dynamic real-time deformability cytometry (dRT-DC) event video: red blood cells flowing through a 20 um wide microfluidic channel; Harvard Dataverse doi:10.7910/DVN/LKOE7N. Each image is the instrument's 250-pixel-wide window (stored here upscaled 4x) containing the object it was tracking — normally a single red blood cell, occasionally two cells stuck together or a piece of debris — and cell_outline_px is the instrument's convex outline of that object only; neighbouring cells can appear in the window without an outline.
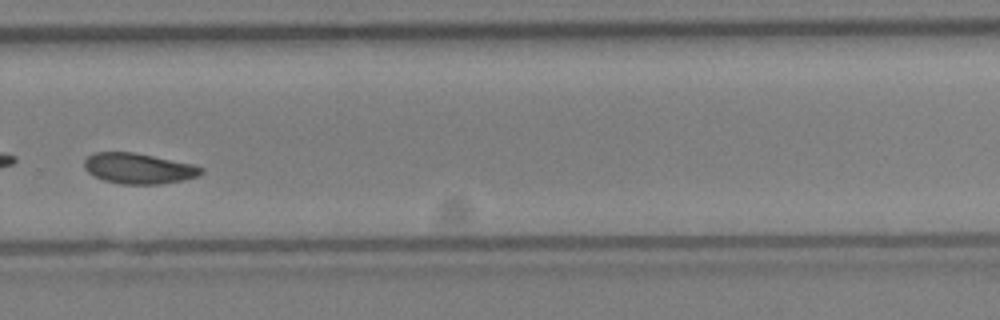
{"species": "Egyptian fruit bat (a non-hibernating species)", "species_latin": "Rousettus aegyptiacus", "temperature_condition": "cold", "stored_images_in_passage": 42, "camera_frame_rate_fps": 3000, "um_per_image_px": 0.085, "animal": {"sex": "female"}, "frame": {"image": 1, "passage_image": 30, "time_ms": 9.667, "image_size_px": [1000, 320], "cell_outline_px": [[204, 172], [200, 176], [160, 184], [120, 184], [104, 180], [88, 172], [84, 168], [84, 160], [92, 152], [132, 152], [192, 164], [204, 168]], "centroid_in_image_um": [11.77, 14.32], "position_along_channel_um": 318.0, "area_um2": 20.69}}